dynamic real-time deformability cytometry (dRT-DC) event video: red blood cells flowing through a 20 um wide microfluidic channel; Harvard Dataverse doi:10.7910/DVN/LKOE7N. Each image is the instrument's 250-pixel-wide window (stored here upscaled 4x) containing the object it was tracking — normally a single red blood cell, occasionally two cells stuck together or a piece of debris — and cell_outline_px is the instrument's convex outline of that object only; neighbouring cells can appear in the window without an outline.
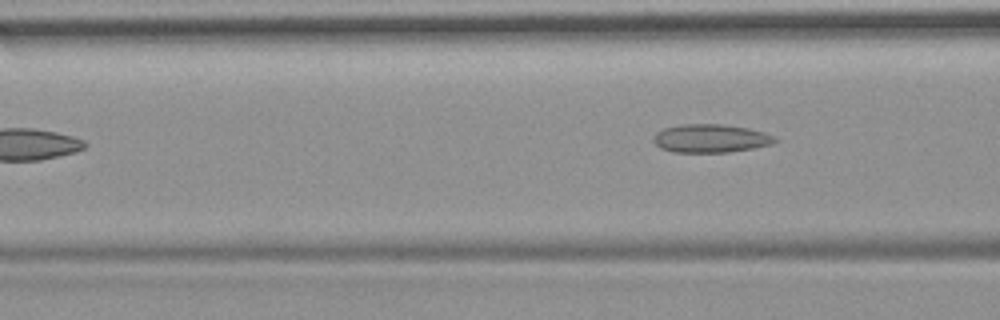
{"species": "common noctule bat (a hibernating species)", "species_latin": "Nyctalus noctula", "temperature_condition": "room temperature", "stored_images_in_passage": 5, "camera_frame_rate_fps": 3000, "um_per_image_px": 0.085, "animal": {"sex": "female", "body_mass_g": 19.9}, "frame": {"image": 1, "passage_image": 5, "time_ms": 4.667, "image_size_px": [1000, 320], "cell_outline_px": [[780, 140], [772, 144], [752, 148], [728, 152], [672, 152], [660, 148], [652, 140], [656, 132], [664, 128], [680, 124], [724, 124], [748, 128], [764, 132]], "centroid_in_image_um": [60.39, 11.76], "position_along_channel_um": 106.2, "area_um2": 20.11}}